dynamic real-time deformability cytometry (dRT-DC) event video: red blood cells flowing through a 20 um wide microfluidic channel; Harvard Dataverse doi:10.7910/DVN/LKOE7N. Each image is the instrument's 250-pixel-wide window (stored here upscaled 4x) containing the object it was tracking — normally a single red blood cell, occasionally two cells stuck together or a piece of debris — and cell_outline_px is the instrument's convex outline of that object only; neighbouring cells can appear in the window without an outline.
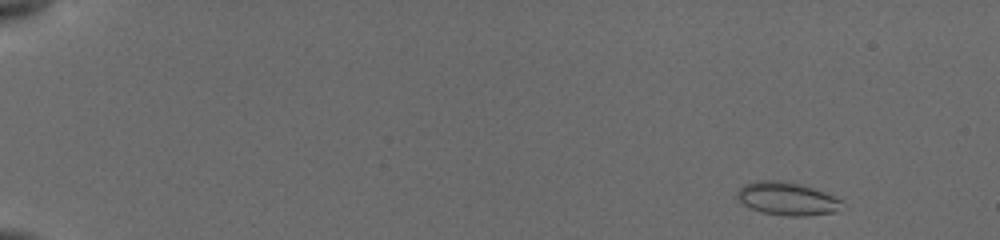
{"species": "common noctule bat (a hibernating species)", "species_latin": "Nyctalus noctula", "temperature_condition": "cold", "stored_images_in_passage": 17, "camera_frame_rate_fps": 3000, "um_per_image_px": 0.085, "animal": {"sex": "female", "body_mass_g": 19.5, "forearm_length_mm": 54.1}, "frame": {"image": 1, "passage_image": 1, "time_ms": 0.0, "image_size_px": [1000, 240], "cell_outline_px": [[840, 208], [832, 212], [808, 216], [788, 216], [760, 212], [744, 204], [736, 196], [736, 192], [744, 184], [756, 180], [776, 180], [800, 184], [824, 192], [840, 200]], "centroid_in_image_um": [66.84, 16.88], "position_along_channel_um": 18.2, "area_um2": 19.88}}
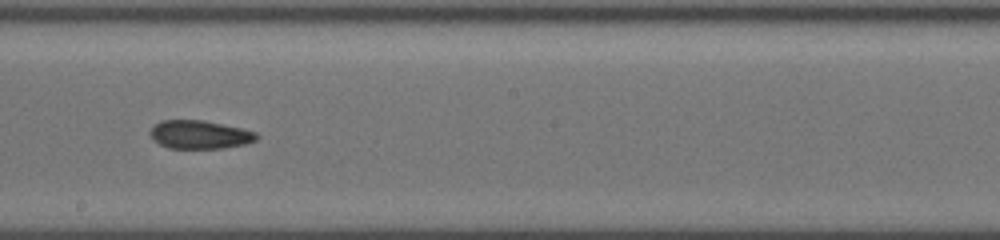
{"frame": {"image": 2, "passage_image": 10, "time_ms": 9.333, "image_size_px": [1000, 240], "cell_outline_px": [[260, 136], [256, 140], [244, 144], [224, 148], [168, 148], [152, 140], [148, 132], [160, 120], [204, 120], [240, 128], [256, 132]], "centroid_in_image_um": [16.95, 11.44], "position_along_channel_um": 231.2, "area_um2": 17.63}}
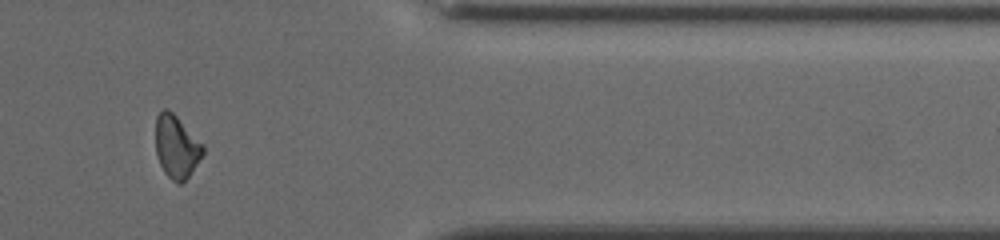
{"frame": {"image": 3, "passage_image": 15, "time_ms": 14.0, "image_size_px": [1000, 240], "cell_outline_px": [[204, 152], [188, 176], [180, 184], [176, 184], [164, 172], [160, 164], [156, 152], [156, 116], [164, 108], [168, 108], [204, 144]], "centroid_in_image_um": [14.99, 12.46], "position_along_channel_um": 396.4, "area_um2": 17.17}, "authors_computed_cell_mechanics": {"area_um2": 18.0914, "velocity_mm_per_s": 3.8756, "shape_relaxation_time_tau1_ms": null, "shape_relaxation_time_tau2_ms": 5.4086, "deformation_change_tau1": null, "deformation_change_tau2": 0.1126}}